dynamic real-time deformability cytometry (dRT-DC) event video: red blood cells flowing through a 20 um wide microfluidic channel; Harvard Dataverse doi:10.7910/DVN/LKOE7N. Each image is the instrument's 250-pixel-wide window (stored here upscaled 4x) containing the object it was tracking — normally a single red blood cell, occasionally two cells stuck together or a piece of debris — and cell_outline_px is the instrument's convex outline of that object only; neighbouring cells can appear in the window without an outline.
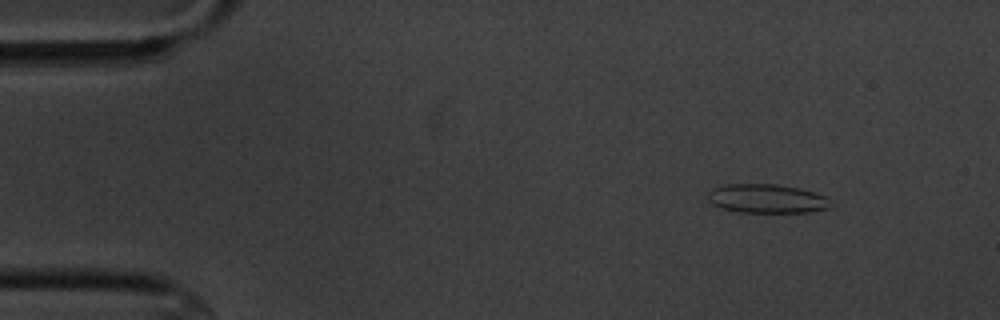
{"species": "common noctule bat (a hibernating species)", "species_latin": "Nyctalus noctula", "temperature_condition": "cold", "stored_images_in_passage": 6, "camera_frame_rate_fps": 3000, "um_per_image_px": 0.085, "animal": {"sex": "male", "body_mass_g": 20.1, "forearm_length_mm": 53.5}, "frame": {"image": 1, "passage_image": 2, "time_ms": 1.0, "image_size_px": [1000, 320], "cell_outline_px": [[828, 208], [808, 212], [740, 212], [720, 208], [712, 204], [708, 200], [708, 192], [712, 188], [728, 184], [776, 184], [800, 188], [824, 196]], "centroid_in_image_um": [65.08, 16.88], "position_along_channel_um": 19.9, "area_um2": 20.4}}